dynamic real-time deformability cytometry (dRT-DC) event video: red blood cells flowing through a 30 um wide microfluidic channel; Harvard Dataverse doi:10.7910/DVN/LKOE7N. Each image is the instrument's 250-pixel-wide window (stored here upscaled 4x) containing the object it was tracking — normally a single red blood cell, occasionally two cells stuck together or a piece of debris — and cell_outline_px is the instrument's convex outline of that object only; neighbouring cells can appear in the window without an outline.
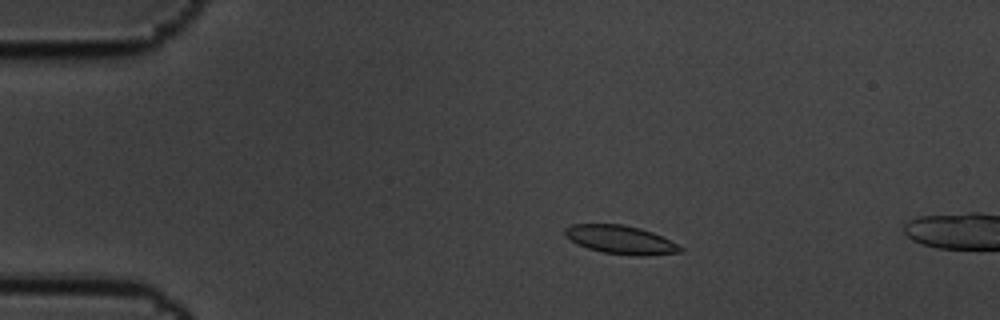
{"species": "common noctule bat (a hibernating species)", "species_latin": "Nyctalus noctula", "temperature_condition": "cold", "stored_images_in_passage": 16, "camera_frame_rate_fps": 3000, "um_per_image_px": 0.085, "animal": {"sex": "male", "body_mass_g": 19.5, "forearm_length_mm": 54.6}, "frame": {"image": 1, "passage_image": 16, "time_ms": 5.0, "image_size_px": [1000, 320], "cell_outline_px": [[684, 248], [680, 252], [644, 256], [636, 256], [604, 252], [588, 248], [576, 244], [564, 236], [564, 228], [572, 224], [620, 224], [640, 228], [652, 232]], "centroid_in_image_um": [52.7, 20.37], "position_along_channel_um": 32.3, "area_um2": 19.02}}